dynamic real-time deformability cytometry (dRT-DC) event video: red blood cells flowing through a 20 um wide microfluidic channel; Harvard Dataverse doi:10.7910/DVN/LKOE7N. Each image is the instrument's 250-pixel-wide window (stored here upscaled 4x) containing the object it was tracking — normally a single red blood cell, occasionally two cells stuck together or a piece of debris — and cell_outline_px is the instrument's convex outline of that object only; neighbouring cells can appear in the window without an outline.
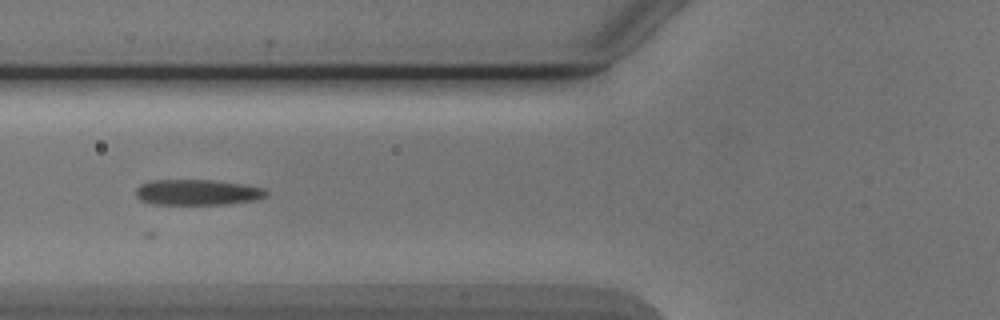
{"species": "Egyptian fruit bat (a non-hibernating species)", "species_latin": "Rousettus aegyptiacus", "temperature_condition": "cold", "stored_images_in_passage": 5, "camera_frame_rate_fps": 3000, "um_per_image_px": 0.085, "animal": {"sex": "male"}, "frame": {"image": 1, "passage_image": 5, "time_ms": 5.0, "image_size_px": [1000, 320], "cell_outline_px": [[268, 196], [260, 200], [228, 204], [152, 204], [140, 200], [136, 196], [136, 188], [140, 184], [148, 180], [212, 180], [240, 184], [264, 188], [268, 192]], "centroid_in_image_um": [16.79, 16.35], "position_along_channel_um": 109.0, "area_um2": 19.71}}